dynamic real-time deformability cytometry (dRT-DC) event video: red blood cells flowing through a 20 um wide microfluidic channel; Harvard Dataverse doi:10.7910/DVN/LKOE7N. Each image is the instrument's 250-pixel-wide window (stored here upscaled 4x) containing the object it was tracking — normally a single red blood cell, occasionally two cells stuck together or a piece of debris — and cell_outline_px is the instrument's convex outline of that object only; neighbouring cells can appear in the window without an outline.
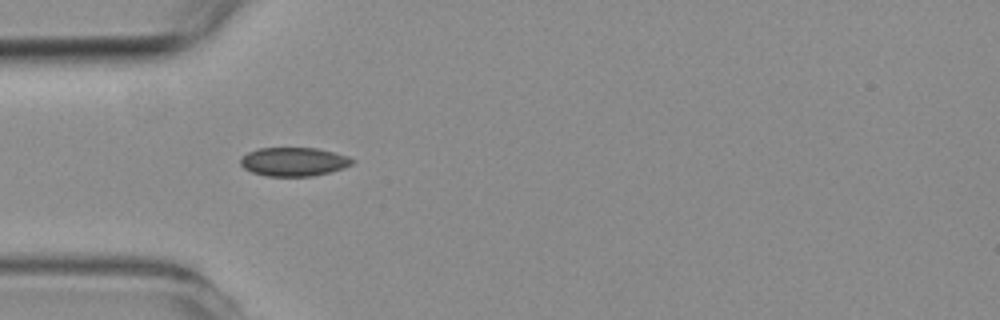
{"species": "common noctule bat (a hibernating species)", "species_latin": "Nyctalus noctula", "temperature_condition": "room temperature", "stored_images_in_passage": 5, "camera_frame_rate_fps": 3000, "um_per_image_px": 0.085, "animal": {"sex": "female", "body_mass_g": 19.3, "forearm_length_mm": 54.1}, "frame": {"image": 1, "passage_image": 4, "time_ms": 3.667, "image_size_px": [1000, 320], "cell_outline_px": [[356, 160], [352, 164], [344, 168], [312, 176], [264, 176], [252, 172], [244, 168], [240, 164], [240, 156], [248, 152], [260, 148], [316, 148], [348, 156]], "centroid_in_image_um": [24.95, 13.75], "position_along_channel_um": 60.1, "area_um2": 18.73}}
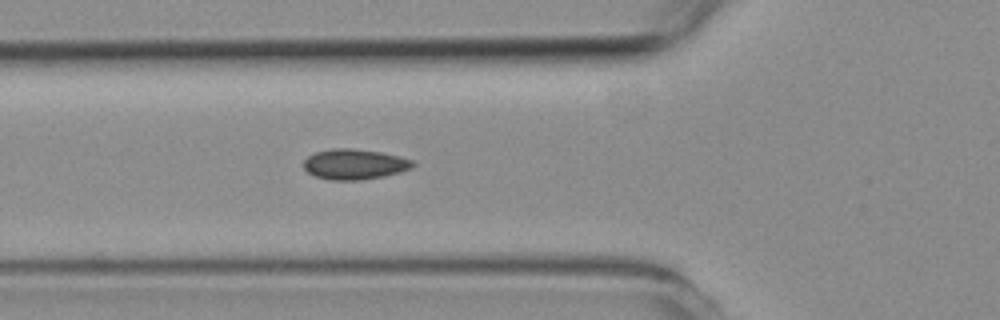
{"frame": {"image": 2, "passage_image": 5, "time_ms": 4.667, "image_size_px": [1000, 320], "cell_outline_px": [[416, 164], [412, 168], [400, 172], [384, 176], [360, 180], [332, 180], [316, 176], [308, 172], [304, 168], [304, 160], [308, 156], [316, 152], [332, 148], [352, 148], [380, 152], [400, 156], [412, 160]], "centroid_in_image_um": [30.15, 13.95], "position_along_channel_um": 95.6, "area_um2": 19.31}}